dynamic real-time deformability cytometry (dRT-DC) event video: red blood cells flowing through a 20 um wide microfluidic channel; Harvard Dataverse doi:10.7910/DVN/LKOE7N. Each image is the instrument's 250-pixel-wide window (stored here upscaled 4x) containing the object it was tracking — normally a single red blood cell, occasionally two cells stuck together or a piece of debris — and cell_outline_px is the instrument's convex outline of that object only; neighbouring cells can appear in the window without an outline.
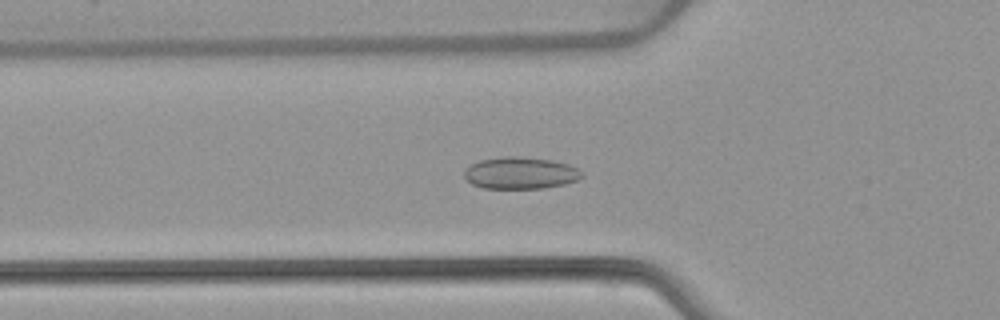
{"species": "common noctule bat (a hibernating species)", "species_latin": "Nyctalus noctula", "temperature_condition": "warm", "stored_images_in_passage": 52, "camera_frame_rate_fps": 3000, "um_per_image_px": 0.085, "animal": {"sex": "female", "body_mass_g": 22.7, "forearm_length_mm": 54.2}, "frame": {"image": 1, "passage_image": 18, "time_ms": 5.667, "image_size_px": [1000, 320], "cell_outline_px": [[584, 176], [576, 180], [564, 184], [544, 188], [484, 188], [472, 184], [464, 176], [464, 172], [472, 164], [480, 160], [508, 156], [516, 156], [552, 160], [568, 164], [584, 172]], "centroid_in_image_um": [44.27, 14.71], "position_along_channel_um": 81.5, "area_um2": 21.68}}
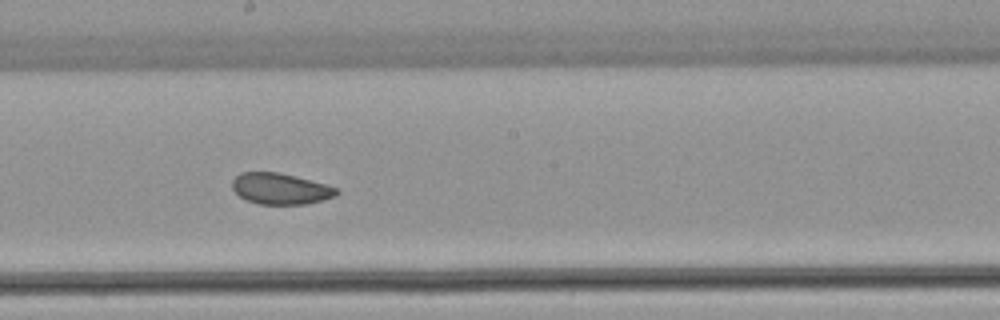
{"frame": {"image": 2, "passage_image": 29, "time_ms": 9.333, "image_size_px": [1000, 320], "cell_outline_px": [[340, 192], [336, 196], [324, 200], [304, 204], [260, 204], [248, 200], [240, 196], [232, 188], [232, 180], [240, 172], [280, 172], [296, 176], [340, 188]], "centroid_in_image_um": [23.88, 16.03], "position_along_channel_um": 224.3, "area_um2": 19.02}}
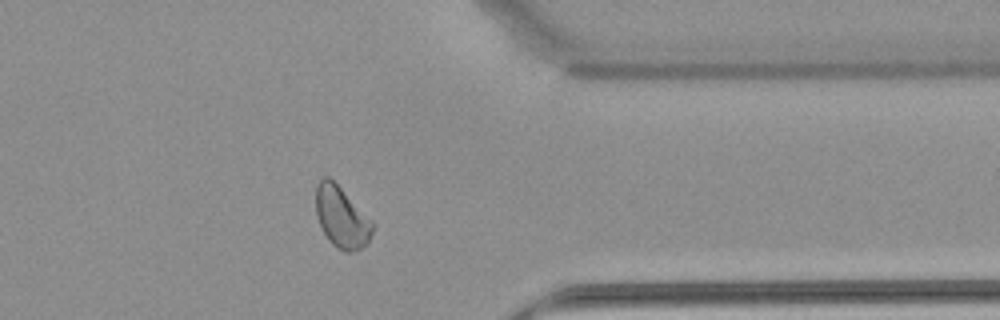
{"frame": {"image": 3, "passage_image": 42, "time_ms": 13.667, "image_size_px": [1000, 320], "cell_outline_px": [[372, 232], [368, 240], [360, 248], [352, 252], [344, 252], [336, 248], [328, 240], [316, 216], [316, 184], [324, 176], [328, 176], [372, 220]], "centroid_in_image_um": [29.0, 18.47], "position_along_channel_um": 382.4, "area_um2": 19.83}, "authors_computed_cell_mechanics": {"area_um2": 21.1548, "velocity_mm_per_s": 3.8807, "shape_relaxation_time_tau1_ms": null, "shape_relaxation_time_tau2_ms": 1.4509, "deformation_change_tau1": null, "deformation_change_tau2": 0.0517}}